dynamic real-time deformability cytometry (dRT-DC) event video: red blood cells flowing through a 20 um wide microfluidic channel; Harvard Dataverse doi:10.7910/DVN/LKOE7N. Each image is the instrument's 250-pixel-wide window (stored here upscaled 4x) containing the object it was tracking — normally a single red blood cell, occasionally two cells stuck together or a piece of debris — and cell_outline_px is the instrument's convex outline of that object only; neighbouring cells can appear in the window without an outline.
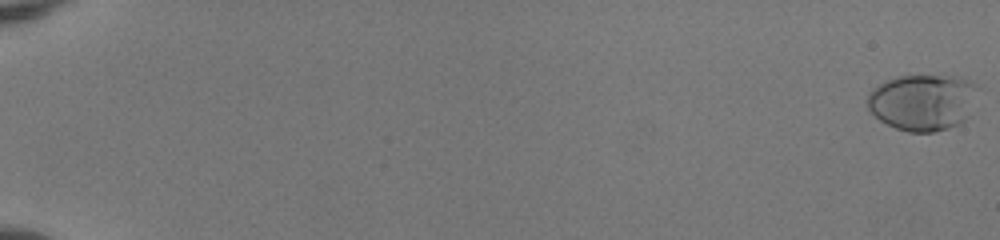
{"species": "human", "species_latin": "Homo sapiens", "temperature_condition": "room temperature", "stored_images_in_passage": 54, "camera_frame_rate_fps": 3000, "um_per_image_px": 0.085, "donor": {"sex": "female"}, "frame": {"image": 1, "passage_image": 1, "time_ms": 0.0, "image_size_px": [1000, 240], "cell_outline_px": [[984, 88], [964, 120], [960, 124], [948, 128], [932, 132], [908, 132], [896, 128], [880, 120], [868, 108], [868, 96], [872, 88], [884, 80], [900, 76], [964, 76]], "centroid_in_image_um": [78.52, 8.66], "position_along_channel_um": 6.5, "area_um2": 36.93}}
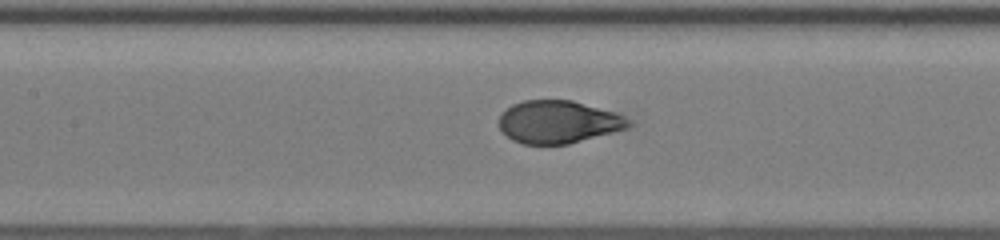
{"frame": {"image": 2, "passage_image": 29, "time_ms": 9.333, "image_size_px": [1000, 240], "cell_outline_px": [[632, 124], [628, 128], [568, 144], [524, 144], [512, 140], [500, 128], [500, 112], [512, 104], [524, 100], [572, 100], [616, 112], [632, 120]], "centroid_in_image_um": [47.47, 10.35], "position_along_channel_um": 159.9, "area_um2": 32.31}}
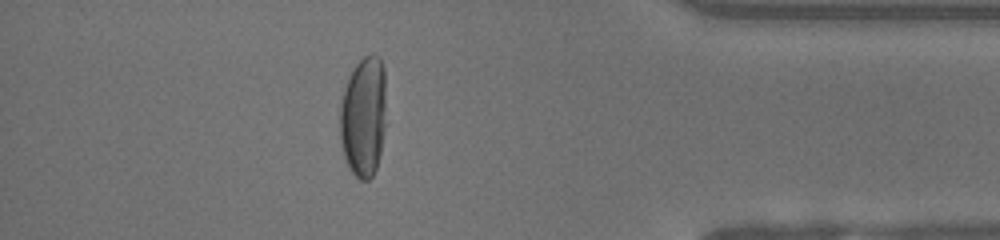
{"frame": {"image": 3, "passage_image": 49, "time_ms": 16.0, "image_size_px": [1000, 240], "cell_outline_px": [[384, 128], [380, 152], [376, 168], [372, 176], [368, 180], [360, 180], [348, 168], [344, 156], [340, 140], [340, 104], [344, 88], [348, 76], [356, 64], [364, 56], [372, 52], [380, 56], [384, 68]], "centroid_in_image_um": [30.87, 9.88], "position_along_channel_um": 404.3, "area_um2": 32.54}, "authors_computed_cell_mechanics": {"area_um2": 33.6974, "velocity_mm_per_s": 4.0381, "shape_relaxation_time_tau1_ms": 3.747, "shape_relaxation_time_tau2_ms": null, "deformation_change_tau1": 0.221, "deformation_change_tau2": null}}